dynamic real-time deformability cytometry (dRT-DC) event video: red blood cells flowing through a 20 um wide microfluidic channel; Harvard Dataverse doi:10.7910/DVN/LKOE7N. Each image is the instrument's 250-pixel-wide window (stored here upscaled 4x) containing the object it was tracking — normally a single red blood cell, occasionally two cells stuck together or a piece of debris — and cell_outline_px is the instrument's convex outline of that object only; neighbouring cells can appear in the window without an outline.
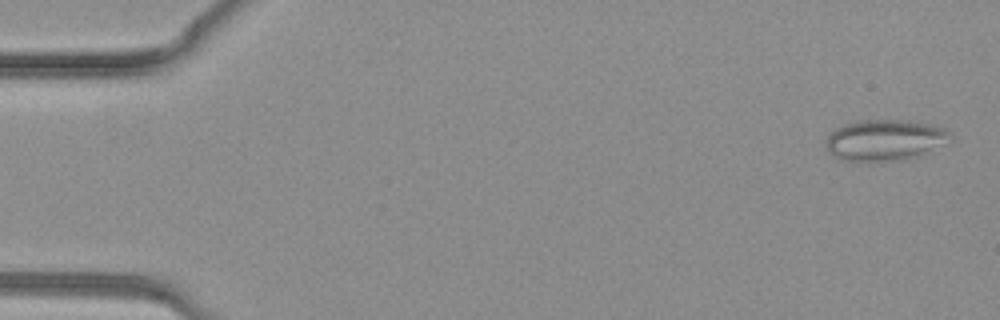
{"species": "common noctule bat (a hibernating species)", "species_latin": "Nyctalus noctula", "temperature_condition": "warm", "stored_images_in_passage": 39, "camera_frame_rate_fps": 3000, "um_per_image_px": 0.085, "animal": {"sex": "female", "body_mass_g": 19.3, "forearm_length_mm": 54.1}, "frame": {"image": 1, "passage_image": 2, "time_ms": 0.333, "image_size_px": [1000, 320], "cell_outline_px": [[948, 132], [920, 156], [904, 160], [840, 160], [832, 156], [828, 152], [824, 144], [828, 136], [836, 128], [844, 124], [860, 120], [908, 120], [928, 124], [944, 128]], "centroid_in_image_um": [75.01, 11.9], "position_along_channel_um": 10.0, "area_um2": 28.61}}
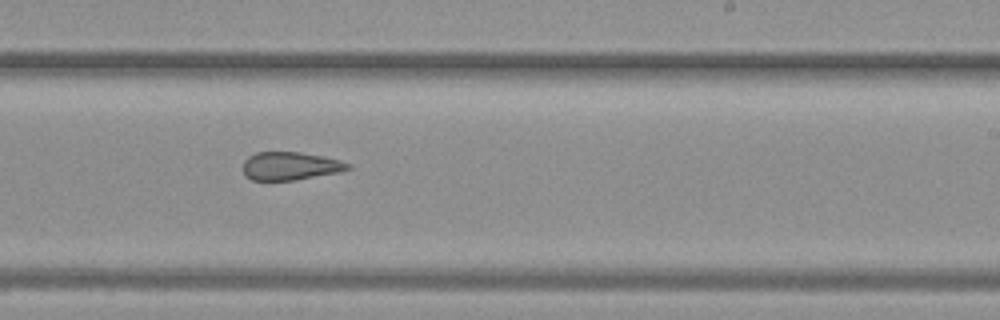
{"frame": {"image": 2, "passage_image": 24, "time_ms": 7.667, "image_size_px": [1000, 320], "cell_outline_px": [[352, 168], [336, 172], [296, 180], [252, 180], [244, 176], [244, 160], [248, 156], [256, 152], [300, 152], [324, 156], [340, 160], [352, 164]], "centroid_in_image_um": [24.67, 14.1], "position_along_channel_um": 264.3, "area_um2": 17.22}}
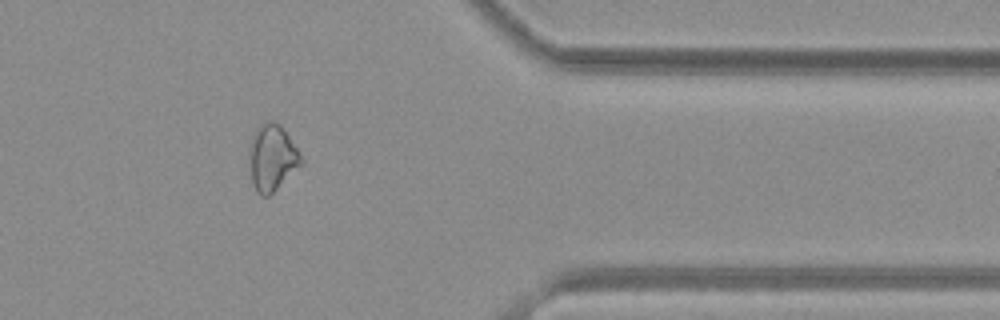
{"frame": {"image": 3, "passage_image": 32, "time_ms": 10.333, "image_size_px": [1000, 320], "cell_outline_px": [[304, 164], [268, 196], [260, 196], [256, 192], [252, 184], [248, 156], [248, 148], [252, 136], [256, 128], [264, 120], [276, 120], [280, 124], [300, 152], [304, 160]], "centroid_in_image_um": [23.12, 13.38], "position_along_channel_um": 388.3, "area_um2": 20.63}}